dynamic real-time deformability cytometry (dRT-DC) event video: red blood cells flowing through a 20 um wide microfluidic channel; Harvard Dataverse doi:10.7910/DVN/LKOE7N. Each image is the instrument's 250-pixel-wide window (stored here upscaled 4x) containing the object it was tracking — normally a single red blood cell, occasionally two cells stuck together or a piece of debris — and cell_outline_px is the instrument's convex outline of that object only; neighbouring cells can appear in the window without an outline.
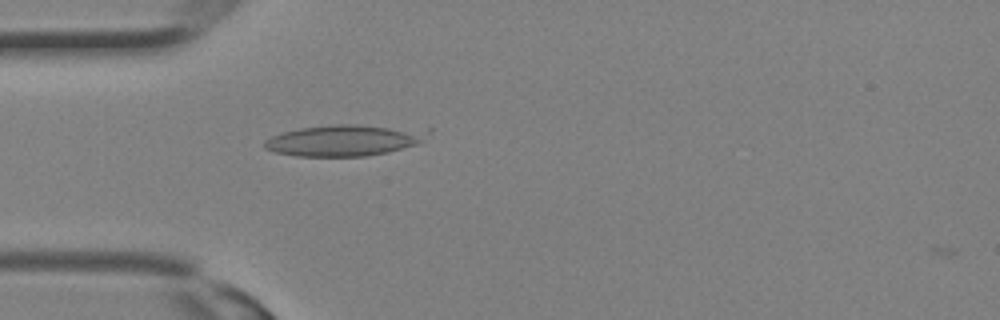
{"species": "Egyptian fruit bat (a non-hibernating species)", "species_latin": "Rousettus aegyptiacus", "temperature_condition": "room temperature", "stored_images_in_passage": 7, "camera_frame_rate_fps": 3000, "um_per_image_px": 0.085, "animal": {"sex": "female"}, "frame": {"image": 1, "passage_image": 1, "time_ms": 0.0, "image_size_px": [1000, 320], "cell_outline_px": [[432, 132], [424, 140], [416, 144], [388, 152], [368, 156], [296, 156], [276, 152], [264, 148], [264, 140], [280, 132], [300, 128], [332, 124], [356, 124], [432, 128]], "centroid_in_image_um": [29.35, 11.9], "position_along_channel_um": 55.6, "area_um2": 30.35}}
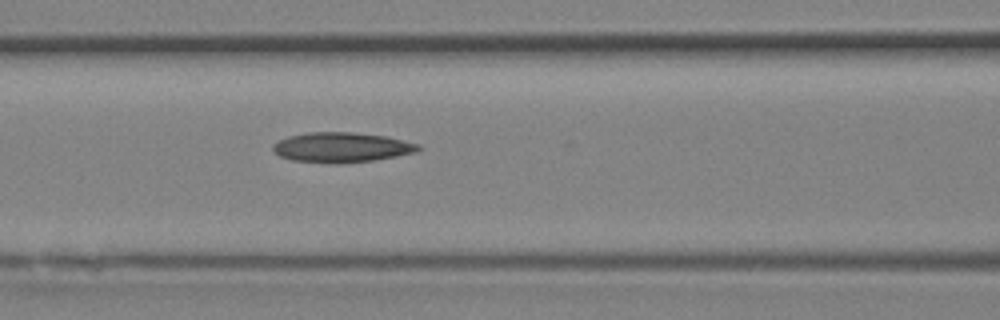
{"frame": {"image": 2, "passage_image": 5, "time_ms": 1.333, "image_size_px": [1000, 320], "cell_outline_px": [[424, 148], [416, 152], [396, 156], [372, 160], [336, 164], [332, 164], [292, 160], [280, 156], [272, 148], [272, 144], [288, 136], [308, 132], [352, 132], [388, 136], [420, 144]], "centroid_in_image_um": [29.07, 12.52], "position_along_channel_um": 137.5, "area_um2": 25.55}}
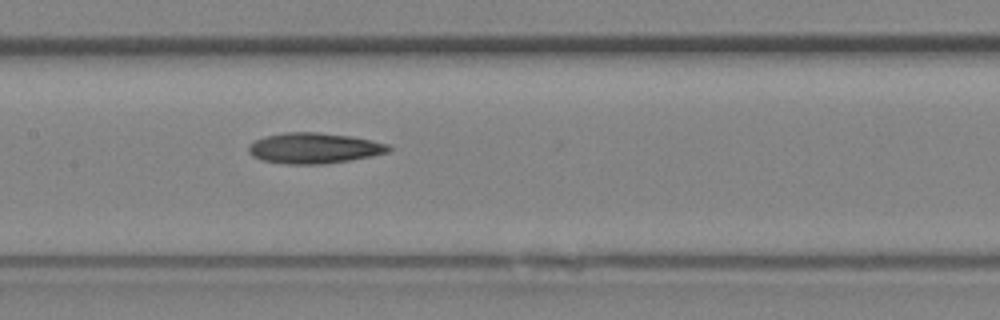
{"frame": {"image": 3, "passage_image": 7, "time_ms": 2.0, "image_size_px": [1000, 320], "cell_outline_px": [[392, 148], [388, 152], [372, 156], [348, 160], [320, 164], [288, 164], [260, 160], [252, 156], [248, 152], [248, 148], [256, 140], [264, 136], [284, 132], [316, 132], [352, 136], [372, 140], [388, 144]], "centroid_in_image_um": [26.69, 12.58], "position_along_channel_um": 180.7, "area_um2": 24.97}}